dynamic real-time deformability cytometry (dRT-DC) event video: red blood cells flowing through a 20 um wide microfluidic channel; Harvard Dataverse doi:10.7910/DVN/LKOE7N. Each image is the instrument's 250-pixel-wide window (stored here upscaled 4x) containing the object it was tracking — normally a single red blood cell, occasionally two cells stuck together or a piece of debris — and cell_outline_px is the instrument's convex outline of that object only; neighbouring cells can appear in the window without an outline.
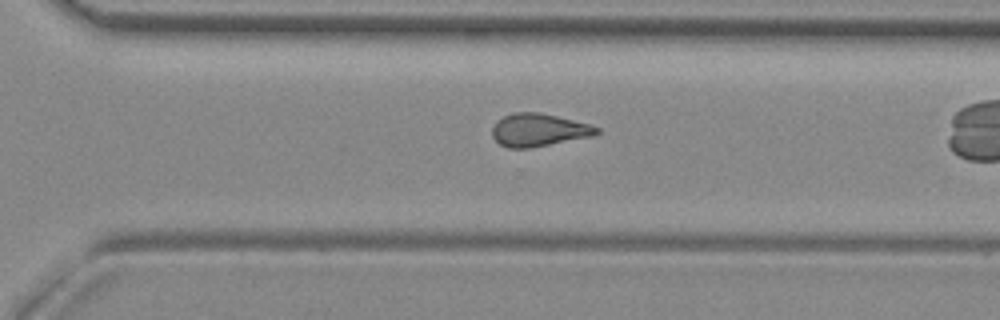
{"species": "common noctule bat (a hibernating species)", "species_latin": "Nyctalus noctula", "temperature_condition": "room temperature", "stored_images_in_passage": 30, "camera_frame_rate_fps": 3000, "um_per_image_px": 0.085, "animal": {"sex": "female", "body_mass_g": 29.2, "forearm_length_mm": 56.3}, "frame": {"image": 1, "passage_image": 26, "time_ms": 8.333, "image_size_px": [1000, 320], "cell_outline_px": [[600, 132], [592, 136], [528, 148], [508, 148], [500, 144], [492, 136], [492, 128], [496, 120], [504, 116], [516, 112], [536, 112], [556, 116], [592, 124], [600, 128]], "centroid_in_image_um": [45.79, 11.04], "position_along_channel_um": 324.8, "area_um2": 19.88}}